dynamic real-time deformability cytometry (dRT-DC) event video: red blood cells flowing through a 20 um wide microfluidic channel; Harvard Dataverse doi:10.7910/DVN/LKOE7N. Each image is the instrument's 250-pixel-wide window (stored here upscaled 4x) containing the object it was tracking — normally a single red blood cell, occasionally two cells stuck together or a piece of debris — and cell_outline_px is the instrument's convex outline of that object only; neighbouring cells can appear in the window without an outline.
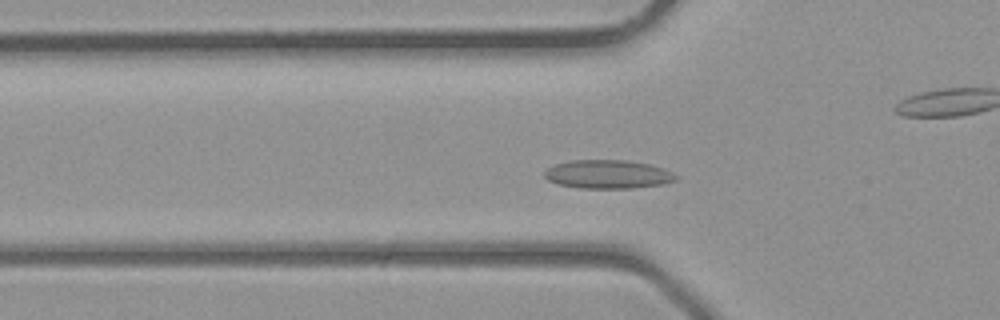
{"species": "common noctule bat (a hibernating species)", "species_latin": "Nyctalus noctula", "temperature_condition": "room temperature", "stored_images_in_passage": 32, "camera_frame_rate_fps": 3000, "um_per_image_px": 0.085, "animal": {"sex": "male", "body_mass_g": 23.1, "forearm_length_mm": 52.7}, "frame": {"image": 1, "passage_image": 10, "time_ms": 3.0, "image_size_px": [1000, 320], "cell_outline_px": [[680, 176], [676, 180], [664, 184], [632, 188], [580, 188], [556, 184], [548, 180], [544, 176], [544, 172], [548, 168], [556, 164], [568, 160], [628, 160], [648, 164], [664, 168]], "centroid_in_image_um": [51.69, 14.81], "position_along_channel_um": 74.1, "area_um2": 22.08}}
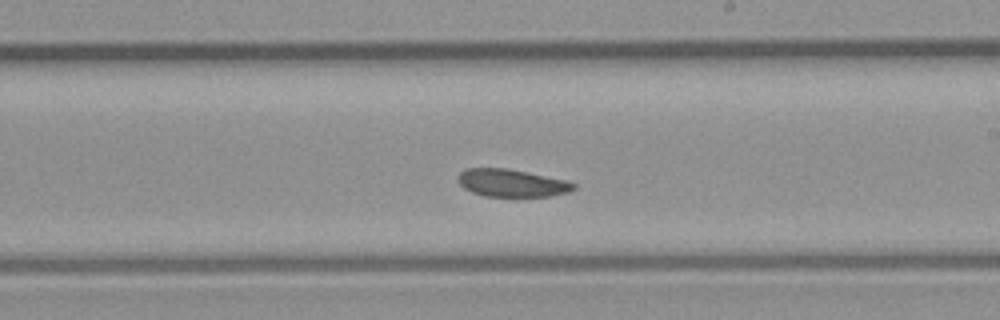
{"frame": {"image": 2, "passage_image": 20, "time_ms": 6.333, "image_size_px": [1000, 320], "cell_outline_px": [[576, 188], [568, 192], [548, 196], [484, 196], [472, 192], [464, 188], [460, 184], [460, 172], [464, 168], [508, 168], [568, 180], [576, 184]], "centroid_in_image_um": [43.53, 15.55], "position_along_channel_um": 245.5, "area_um2": 18.55}}
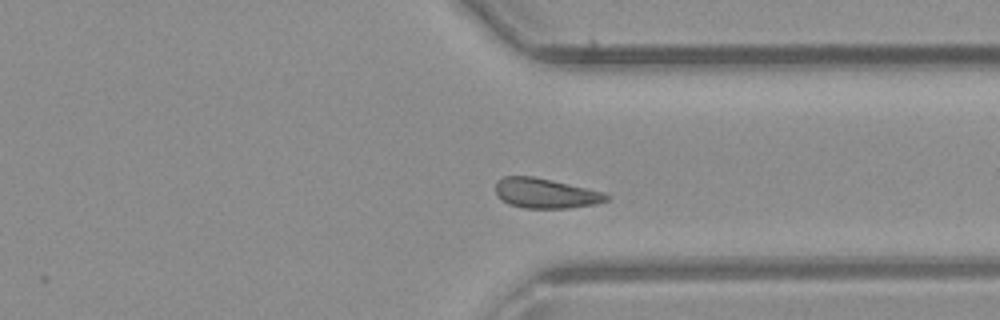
{"frame": {"image": 3, "passage_image": 27, "time_ms": 8.667, "image_size_px": [1000, 320], "cell_outline_px": [[612, 196], [608, 200], [596, 204], [568, 208], [524, 208], [508, 204], [496, 192], [496, 180], [504, 176], [532, 176], [552, 180], [604, 192]], "centroid_in_image_um": [46.4, 16.43], "position_along_channel_um": 365.0, "area_um2": 19.31}}